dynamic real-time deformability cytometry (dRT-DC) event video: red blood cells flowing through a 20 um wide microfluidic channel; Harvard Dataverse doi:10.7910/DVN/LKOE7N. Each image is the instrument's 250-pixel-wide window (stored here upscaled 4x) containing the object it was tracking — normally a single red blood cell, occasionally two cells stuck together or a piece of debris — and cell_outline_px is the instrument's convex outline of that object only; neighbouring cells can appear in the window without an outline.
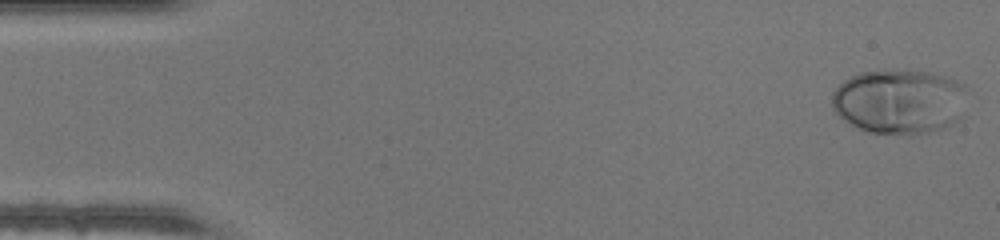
{"species": "human", "species_latin": "Homo sapiens", "temperature_condition": "warm", "stored_images_in_passage": 46, "camera_frame_rate_fps": 3000, "um_per_image_px": 0.085, "donor": {"sex": "male"}, "frame": {"image": 1, "passage_image": 1, "time_ms": 0.0, "image_size_px": [1000, 240], "cell_outline_px": [[964, 116], [960, 120], [944, 128], [928, 132], [908, 136], [868, 132], [844, 120], [832, 108], [832, 92], [844, 80], [860, 72], [884, 68], [908, 68], [928, 72], [944, 76], [956, 80], [964, 84]], "centroid_in_image_um": [76.46, 8.61], "position_along_channel_um": 8.5, "area_um2": 52.25}}
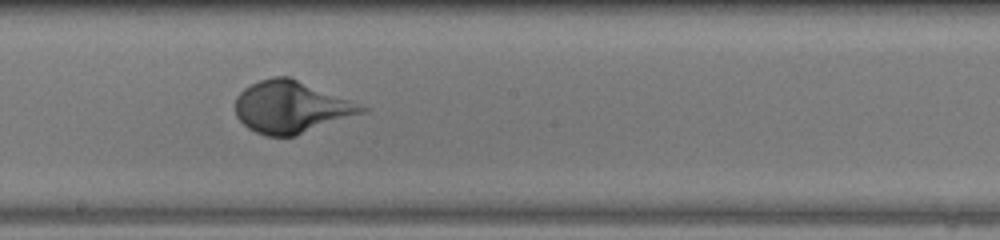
{"frame": {"image": 2, "passage_image": 25, "time_ms": 8.0, "image_size_px": [1000, 240], "cell_outline_px": [[368, 108], [364, 112], [296, 136], [264, 136], [248, 128], [236, 116], [236, 96], [244, 88], [260, 80], [272, 76], [288, 76], [352, 100]], "centroid_in_image_um": [24.73, 9.1], "position_along_channel_um": 223.5, "area_um2": 38.09}}
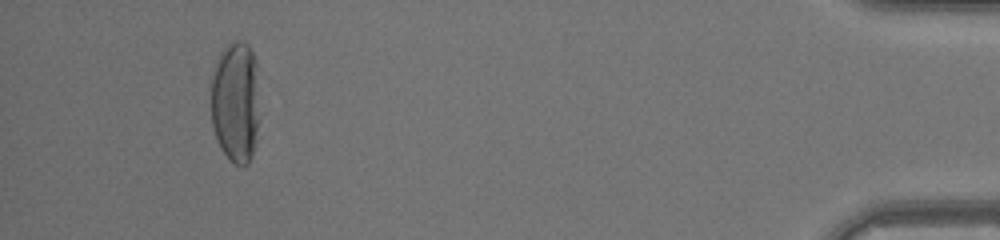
{"frame": {"image": 3, "passage_image": 43, "time_ms": 14.0, "image_size_px": [1000, 240], "cell_outline_px": [[260, 116], [256, 140], [252, 156], [248, 164], [236, 164], [220, 148], [212, 124], [212, 80], [216, 64], [220, 52], [232, 40], [240, 40], [248, 44], [252, 52], [256, 64]], "centroid_in_image_um": [20.06, 8.65], "position_along_channel_um": 415.1, "area_um2": 34.56}}